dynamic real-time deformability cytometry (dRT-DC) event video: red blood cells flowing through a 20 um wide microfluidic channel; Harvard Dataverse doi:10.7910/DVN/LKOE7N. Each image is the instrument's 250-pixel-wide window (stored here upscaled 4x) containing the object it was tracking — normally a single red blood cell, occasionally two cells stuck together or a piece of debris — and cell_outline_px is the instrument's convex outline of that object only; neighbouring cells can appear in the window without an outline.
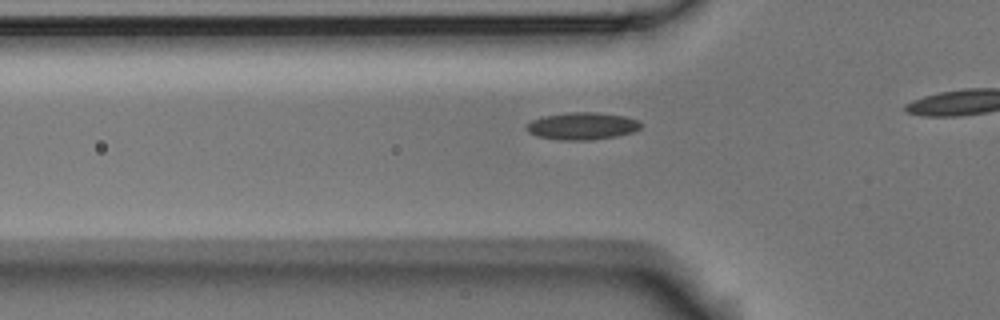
{"species": "Egyptian fruit bat (a non-hibernating species)", "species_latin": "Rousettus aegyptiacus", "temperature_condition": "room temperature", "stored_images_in_passage": 15, "camera_frame_rate_fps": 3000, "um_per_image_px": 0.085, "animal": {"sex": "male"}, "frame": {"image": 1, "passage_image": 9, "time_ms": 2.667, "image_size_px": [1000, 320], "cell_outline_px": [[644, 124], [640, 128], [632, 132], [616, 136], [592, 140], [560, 140], [536, 136], [528, 132], [528, 124], [532, 120], [544, 116], [568, 112], [596, 112], [624, 116], [640, 120]], "centroid_in_image_um": [49.53, 10.71], "position_along_channel_um": 76.3, "area_um2": 18.21}}
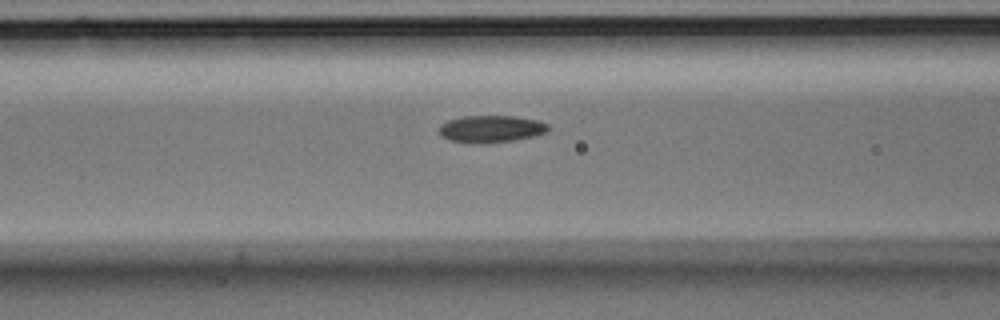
{"frame": {"image": 2, "passage_image": 13, "time_ms": 4.0, "image_size_px": [1000, 320], "cell_outline_px": [[548, 132], [536, 136], [488, 144], [480, 144], [448, 140], [440, 136], [440, 124], [448, 120], [464, 116], [516, 116], [540, 120], [548, 124]], "centroid_in_image_um": [41.76, 10.96], "position_along_channel_um": 124.8, "area_um2": 17.51}}